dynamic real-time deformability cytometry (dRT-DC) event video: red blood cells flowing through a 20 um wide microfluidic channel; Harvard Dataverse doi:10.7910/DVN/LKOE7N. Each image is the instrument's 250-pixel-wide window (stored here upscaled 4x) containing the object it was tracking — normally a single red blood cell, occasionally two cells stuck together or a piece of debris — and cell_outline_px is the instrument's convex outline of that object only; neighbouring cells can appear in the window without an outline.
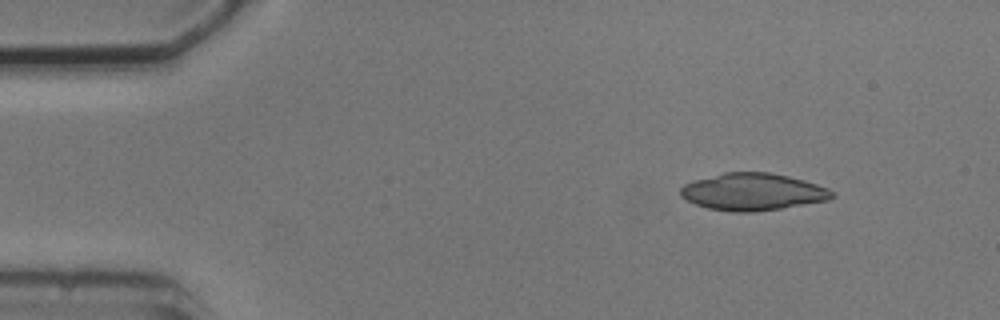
{"species": "common noctule bat (a hibernating species)", "species_latin": "Nyctalus noctula", "temperature_condition": "cold", "stored_images_in_passage": 5, "segment_of_instrument_passage": [2, 2], "camera_frame_rate_fps": 3000, "um_per_image_px": 0.085, "animal": {"sex": "male", "body_mass_g": 20.5, "forearm_length_mm": 52.5}, "frame": {"image": 1, "passage_image": 5, "time_ms": 5.667, "image_size_px": [1000, 320], "cell_outline_px": [[836, 196], [828, 200], [780, 208], [752, 212], [732, 212], [708, 208], [696, 204], [680, 196], [680, 188], [684, 184], [696, 180], [724, 172], [768, 172], [788, 176], [804, 180], [828, 188]], "centroid_in_image_um": [63.98, 16.3], "position_along_channel_um": 21.0, "area_um2": 32.54}}